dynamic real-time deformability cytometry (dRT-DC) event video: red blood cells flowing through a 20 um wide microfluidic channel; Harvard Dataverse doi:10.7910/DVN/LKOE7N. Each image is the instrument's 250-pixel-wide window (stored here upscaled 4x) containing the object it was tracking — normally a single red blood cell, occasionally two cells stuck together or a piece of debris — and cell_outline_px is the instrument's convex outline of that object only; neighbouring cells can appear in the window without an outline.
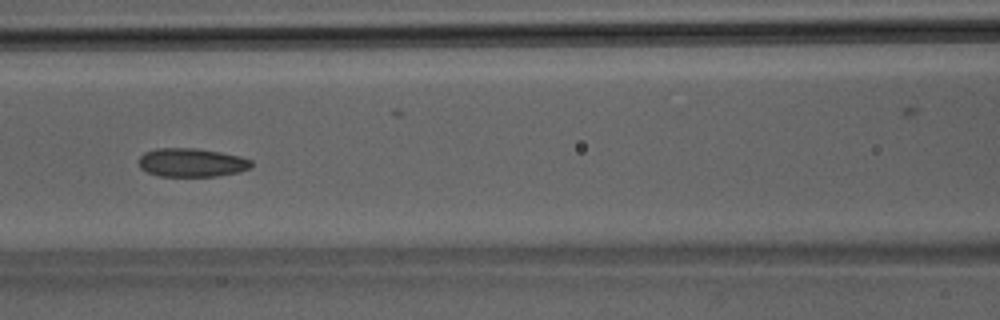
{"species": "Egyptian fruit bat (a non-hibernating species)", "species_latin": "Rousettus aegyptiacus", "temperature_condition": "room temperature", "stored_images_in_passage": 42, "camera_frame_rate_fps": 3000, "um_per_image_px": 0.085, "animal": {"sex": "male"}, "frame": {"image": 1, "passage_image": 19, "time_ms": 6.0, "image_size_px": [1000, 320], "cell_outline_px": [[252, 164], [248, 168], [240, 172], [216, 176], [160, 176], [148, 172], [140, 168], [140, 156], [144, 152], [156, 148], [196, 148], [220, 152], [240, 156], [252, 160]], "centroid_in_image_um": [16.29, 13.81], "position_along_channel_um": 150.3, "area_um2": 18.73}}
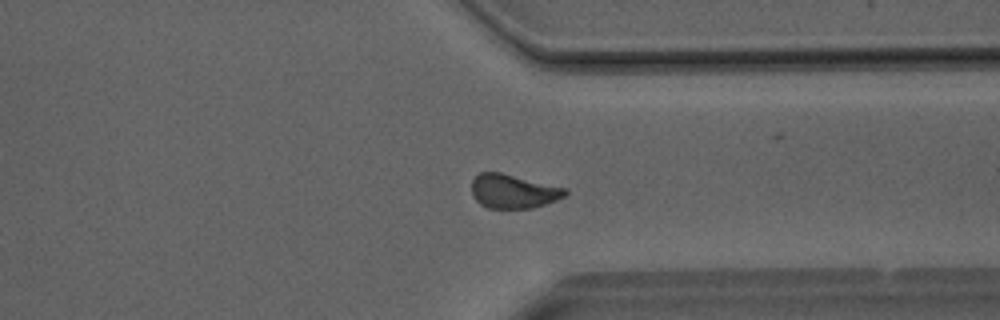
{"frame": {"image": 2, "passage_image": 32, "time_ms": 10.333, "image_size_px": [1000, 320], "cell_outline_px": [[568, 192], [564, 196], [556, 200], [532, 208], [488, 208], [480, 204], [472, 196], [472, 180], [480, 172], [500, 172], [564, 188]], "centroid_in_image_um": [43.58, 16.26], "position_along_channel_um": 367.8, "area_um2": 18.26}}
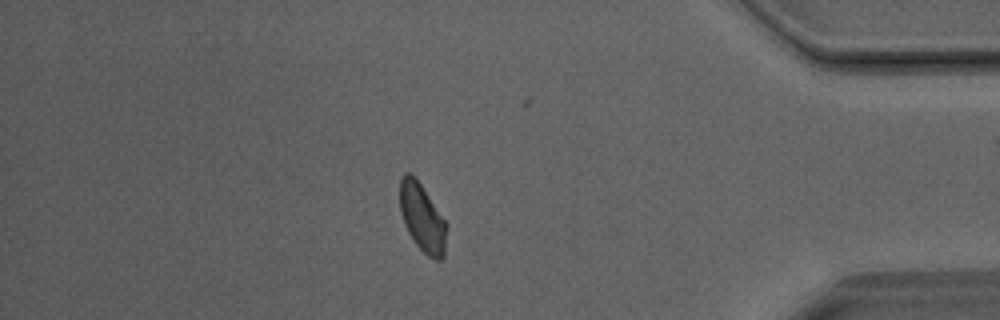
{"frame": {"image": 3, "passage_image": 36, "time_ms": 11.667, "image_size_px": [1000, 320], "cell_outline_px": [[448, 224], [444, 256], [440, 260], [432, 260], [416, 244], [408, 232], [404, 224], [400, 212], [400, 176], [404, 172], [408, 172], [420, 184]], "centroid_in_image_um": [35.9, 18.54], "position_along_channel_um": 399.3, "area_um2": 18.5}}